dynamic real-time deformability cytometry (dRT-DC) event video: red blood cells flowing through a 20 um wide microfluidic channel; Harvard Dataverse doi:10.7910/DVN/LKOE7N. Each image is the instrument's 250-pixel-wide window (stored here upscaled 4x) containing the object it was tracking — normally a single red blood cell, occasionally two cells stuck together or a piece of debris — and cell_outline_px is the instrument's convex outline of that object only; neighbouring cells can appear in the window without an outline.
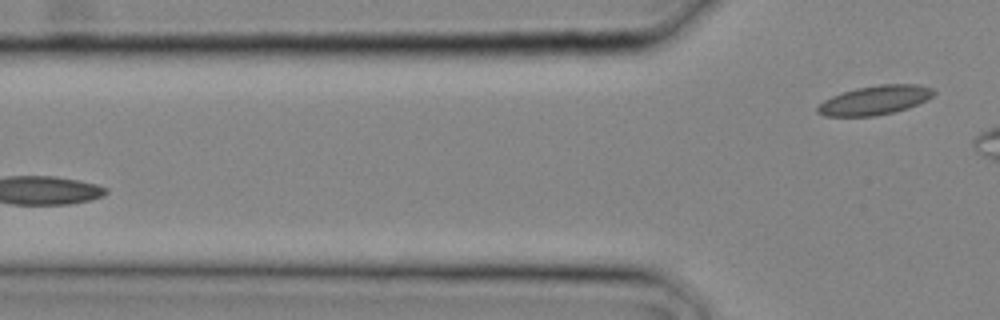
{"species": "common noctule bat (a hibernating species)", "species_latin": "Nyctalus noctula", "temperature_condition": "cold", "stored_images_in_passage": 7, "segment_of_instrument_passage": [2, 2], "camera_frame_rate_fps": 3000, "um_per_image_px": 0.085, "animal": {"sex": "male", "body_mass_g": 20.4}, "frame": {"image": 1, "passage_image": 7, "time_ms": 2.0, "image_size_px": [1000, 320], "cell_outline_px": [[936, 92], [932, 96], [908, 108], [896, 112], [872, 116], [824, 116], [816, 112], [816, 108], [824, 100], [832, 96], [856, 88], [880, 84], [916, 84], [932, 88]], "centroid_in_image_um": [74.35, 8.52], "position_along_channel_um": 51.5, "area_um2": 19.59}}